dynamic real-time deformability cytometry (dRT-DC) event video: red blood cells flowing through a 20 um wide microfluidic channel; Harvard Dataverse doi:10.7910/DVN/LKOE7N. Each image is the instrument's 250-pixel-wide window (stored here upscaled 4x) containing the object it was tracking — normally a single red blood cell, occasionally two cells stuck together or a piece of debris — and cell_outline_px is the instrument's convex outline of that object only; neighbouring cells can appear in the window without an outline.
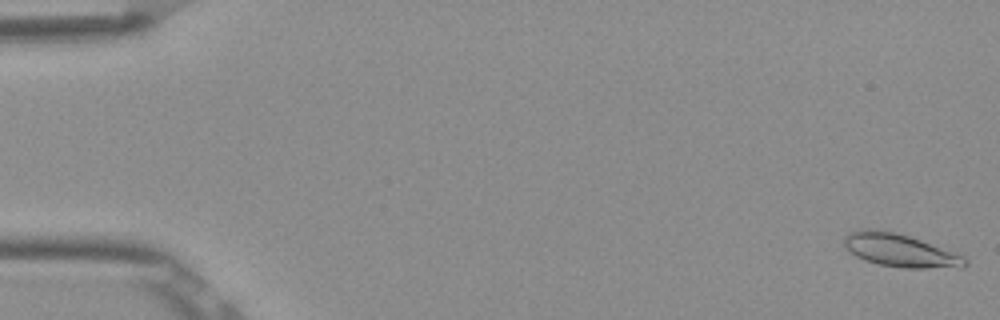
{"species": "Egyptian fruit bat (a non-hibernating species)", "species_latin": "Rousettus aegyptiacus", "temperature_condition": "room temperature", "stored_images_in_passage": 53, "camera_frame_rate_fps": 3000, "um_per_image_px": 0.085, "frame": {"image": 1, "passage_image": 1, "time_ms": 0.0, "image_size_px": [1000, 320], "cell_outline_px": [[968, 264], [964, 268], [904, 268], [880, 264], [864, 260], [856, 256], [844, 244], [844, 236], [852, 232], [868, 228], [892, 232], [908, 236], [920, 240], [964, 256], [968, 260]], "centroid_in_image_um": [76.56, 21.31], "position_along_channel_um": 8.4, "area_um2": 22.89}}
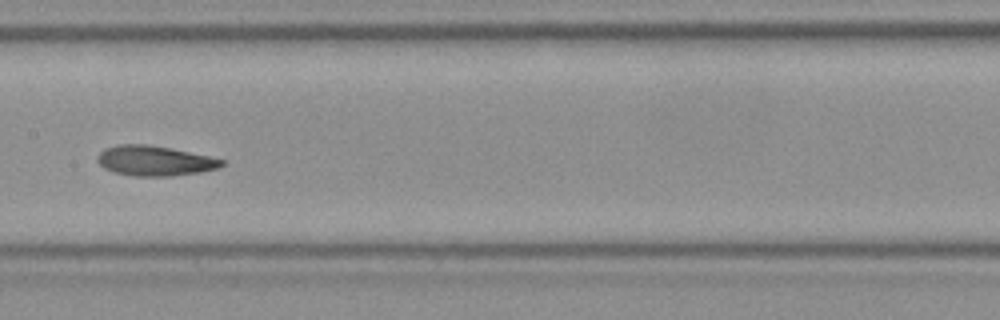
{"frame": {"image": 2, "passage_image": 27, "time_ms": 8.667, "image_size_px": [1000, 320], "cell_outline_px": [[224, 164], [216, 168], [200, 172], [172, 176], [136, 176], [112, 172], [104, 168], [96, 160], [96, 156], [104, 148], [116, 144], [148, 144], [172, 148], [208, 156], [224, 160]], "centroid_in_image_um": [13.09, 13.66], "position_along_channel_um": 194.3, "area_um2": 21.85}}
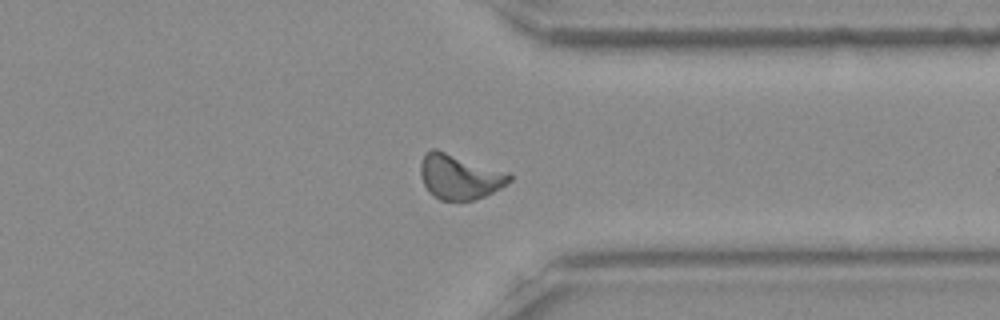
{"frame": {"image": 3, "passage_image": 41, "time_ms": 13.333, "image_size_px": [1000, 320], "cell_outline_px": [[512, 180], [500, 188], [484, 196], [472, 200], [440, 200], [432, 196], [428, 192], [424, 184], [420, 172], [420, 164], [424, 152], [432, 148], [436, 148], [508, 172], [512, 176]], "centroid_in_image_um": [39.03, 15.0], "position_along_channel_um": 372.4, "area_um2": 23.41}, "authors_computed_cell_mechanics": {"area_um2": 21.7906, "velocity_mm_per_s": 3.8663, "shape_relaxation_time_tau1_ms": 4.58, "shape_relaxation_time_tau2_ms": 2.9417, "deformation_change_tau1": 0.1274, "deformation_change_tau2": 0.101}}